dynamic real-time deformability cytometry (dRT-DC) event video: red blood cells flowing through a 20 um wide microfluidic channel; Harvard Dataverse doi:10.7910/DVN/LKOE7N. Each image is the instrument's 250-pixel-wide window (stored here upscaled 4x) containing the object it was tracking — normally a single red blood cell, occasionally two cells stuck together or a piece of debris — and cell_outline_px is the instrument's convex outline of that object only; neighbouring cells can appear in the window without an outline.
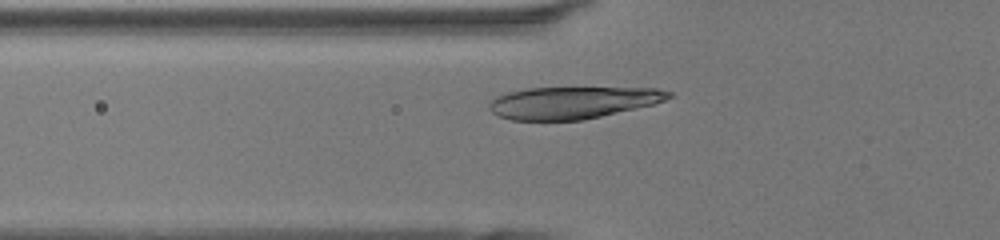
{"species": "human", "species_latin": "Homo sapiens", "temperature_condition": "room temperature", "stored_images_in_passage": 26, "camera_frame_rate_fps": 3000, "um_per_image_px": 0.085, "donor": {"sex": "female"}, "frame": {"image": 1, "passage_image": 2, "time_ms": 0.333, "image_size_px": [1000, 240], "cell_outline_px": [[672, 96], [664, 100], [652, 104], [584, 120], [512, 120], [496, 116], [488, 108], [488, 104], [496, 96], [508, 92], [528, 88], [656, 88], [672, 92]], "centroid_in_image_um": [48.62, 8.72], "position_along_channel_um": 77.2, "area_um2": 33.35}}
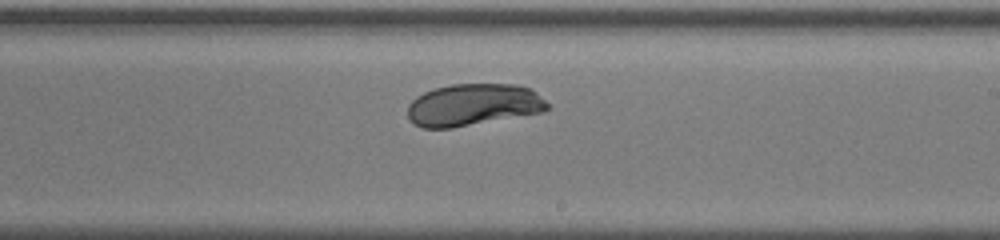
{"frame": {"image": 2, "passage_image": 14, "time_ms": 4.333, "image_size_px": [1000, 240], "cell_outline_px": [[552, 104], [544, 112], [452, 128], [424, 128], [408, 120], [408, 104], [416, 96], [432, 88], [452, 84], [516, 84], [532, 88]], "centroid_in_image_um": [40.26, 8.9], "position_along_channel_um": 248.7, "area_um2": 34.74}}
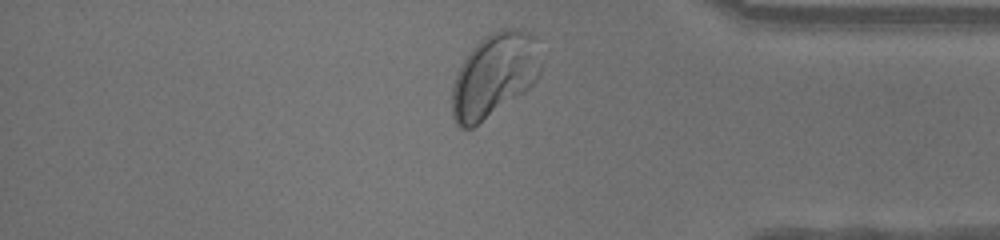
{"frame": {"image": 3, "passage_image": 25, "time_ms": 8.0, "image_size_px": [1000, 240], "cell_outline_px": [[540, 72], [536, 80], [524, 92], [472, 128], [460, 128], [456, 124], [452, 116], [452, 84], [456, 72], [460, 64], [468, 52], [484, 36], [500, 28], [516, 28], [536, 36], [540, 64]], "centroid_in_image_um": [41.98, 6.37], "position_along_channel_um": 393.2, "area_um2": 43.52}, "authors_computed_cell_mechanics": {"area_um2": 34.68, "velocity_mm_per_s": 4.2948, "shape_relaxation_time_tau1_ms": 2.4029, "shape_relaxation_time_tau2_ms": null, "deformation_change_tau1": 0.1417, "deformation_change_tau2": null}}